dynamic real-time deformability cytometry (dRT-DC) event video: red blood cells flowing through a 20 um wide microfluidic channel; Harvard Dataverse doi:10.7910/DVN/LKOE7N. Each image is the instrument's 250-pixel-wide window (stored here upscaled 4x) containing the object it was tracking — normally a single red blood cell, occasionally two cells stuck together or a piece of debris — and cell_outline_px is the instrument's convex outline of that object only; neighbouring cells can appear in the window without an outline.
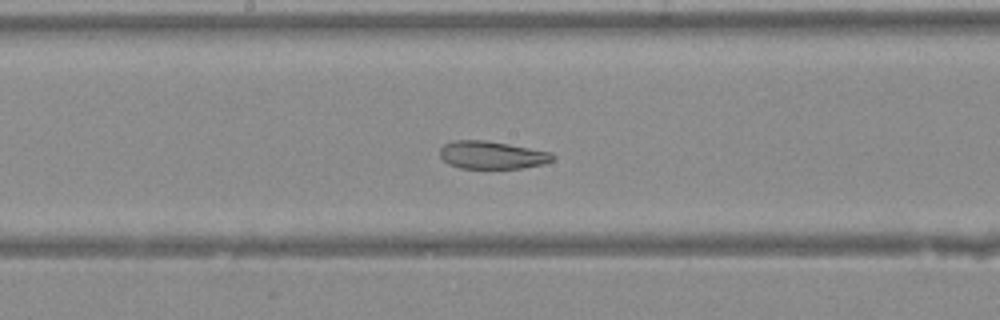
{"species": "Egyptian fruit bat (a non-hibernating species)", "species_latin": "Rousettus aegyptiacus", "temperature_condition": "warm", "stored_images_in_passage": 36, "camera_frame_rate_fps": 3000, "um_per_image_px": 0.085, "animal": {"sex": "female"}, "frame": {"image": 1, "passage_image": 16, "time_ms": 5.0, "image_size_px": [1000, 320], "cell_outline_px": [[556, 156], [552, 160], [544, 164], [524, 168], [460, 168], [448, 164], [440, 156], [440, 148], [444, 144], [452, 140], [484, 140], [508, 144], [552, 152]], "centroid_in_image_um": [41.82, 13.18], "position_along_channel_um": 206.4, "area_um2": 18.32}}
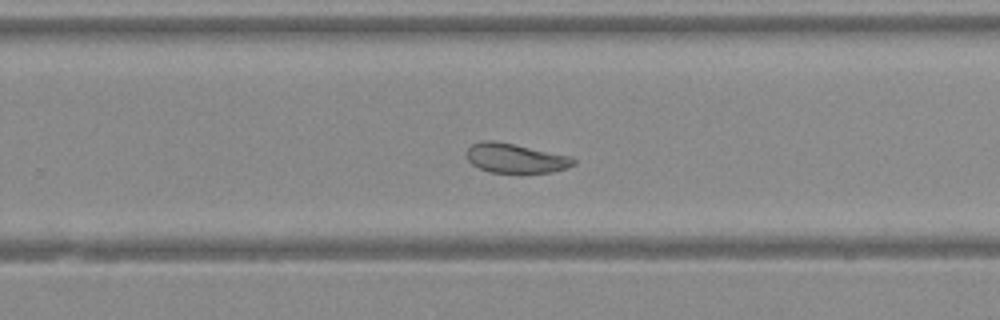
{"frame": {"image": 2, "passage_image": 21, "time_ms": 6.667, "image_size_px": [1000, 320], "cell_outline_px": [[576, 164], [564, 168], [548, 172], [488, 172], [472, 164], [468, 160], [468, 148], [472, 144], [480, 140], [496, 140], [572, 156], [576, 160]], "centroid_in_image_um": [43.82, 13.42], "position_along_channel_um": 286.0, "area_um2": 18.26}}